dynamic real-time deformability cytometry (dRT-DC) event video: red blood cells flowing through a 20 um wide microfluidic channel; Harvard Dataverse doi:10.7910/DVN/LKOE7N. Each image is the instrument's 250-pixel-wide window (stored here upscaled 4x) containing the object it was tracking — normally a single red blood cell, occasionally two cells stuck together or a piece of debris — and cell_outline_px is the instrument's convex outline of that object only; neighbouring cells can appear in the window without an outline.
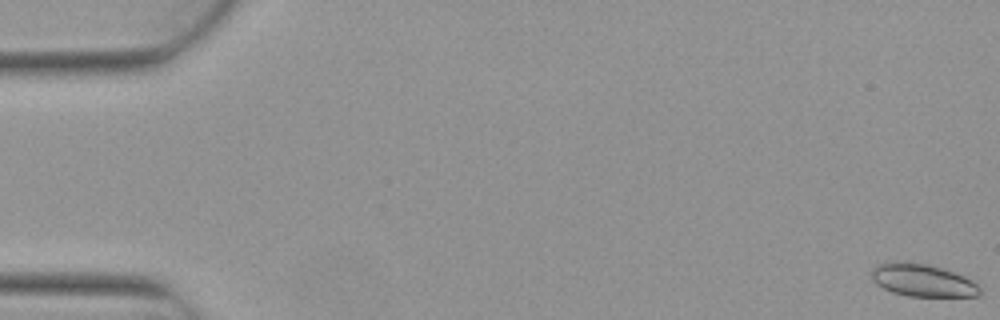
{"species": "Egyptian fruit bat (a non-hibernating species)", "species_latin": "Rousettus aegyptiacus", "temperature_condition": "warm", "stored_images_in_passage": 5, "camera_frame_rate_fps": 3000, "um_per_image_px": 0.085, "animal": {"sex": "female"}, "frame": {"image": 1, "passage_image": 1, "time_ms": 0.0, "image_size_px": [1000, 320], "cell_outline_px": [[980, 296], [908, 296], [892, 292], [876, 284], [872, 280], [872, 268], [880, 264], [924, 264], [940, 268], [964, 276], [972, 280], [980, 288]], "centroid_in_image_um": [78.45, 23.88], "position_along_channel_um": 6.5, "area_um2": 19.71}}
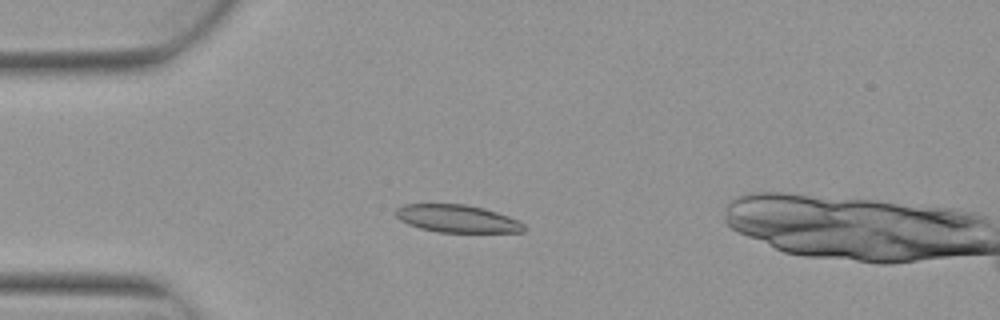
{"frame": {"image": 2, "passage_image": 5, "time_ms": 1.333, "image_size_px": [1000, 320], "cell_outline_px": [[524, 232], [436, 232], [420, 228], [408, 224], [400, 220], [396, 216], [396, 208], [404, 204], [464, 204], [484, 208], [520, 220], [524, 224]], "centroid_in_image_um": [38.86, 18.58], "position_along_channel_um": 46.1, "area_um2": 20.63}}